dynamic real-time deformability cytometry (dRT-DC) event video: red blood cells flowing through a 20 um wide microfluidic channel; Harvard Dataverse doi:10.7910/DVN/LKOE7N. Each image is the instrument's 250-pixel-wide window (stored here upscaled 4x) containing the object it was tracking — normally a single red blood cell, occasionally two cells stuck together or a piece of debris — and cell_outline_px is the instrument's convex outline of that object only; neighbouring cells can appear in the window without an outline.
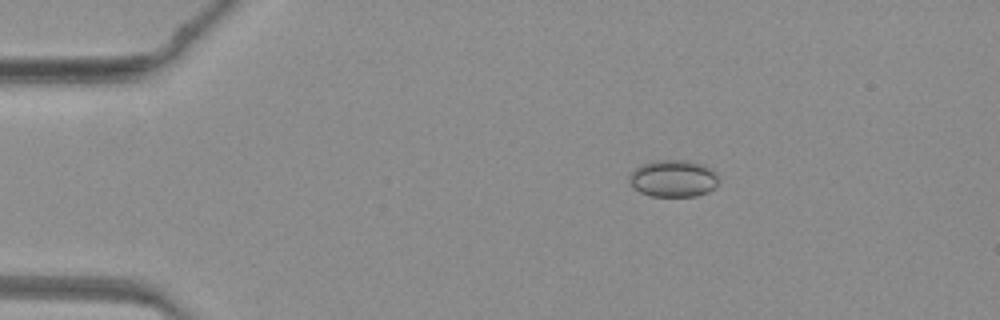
{"species": "common noctule bat (a hibernating species)", "species_latin": "Nyctalus noctula", "temperature_condition": "warm", "stored_images_in_passage": 41, "camera_frame_rate_fps": 3000, "um_per_image_px": 0.085, "animal": {"sex": "female", "body_mass_g": 19.3, "forearm_length_mm": 54.1}, "frame": {"image": 1, "passage_image": 3, "time_ms": 0.667, "image_size_px": [1000, 320], "cell_outline_px": [[716, 184], [708, 192], [696, 196], [652, 196], [640, 192], [628, 180], [628, 176], [640, 164], [656, 160], [688, 160], [704, 164], [712, 168], [716, 172]], "centroid_in_image_um": [57.22, 15.15], "position_along_channel_um": 27.8, "area_um2": 19.25}}
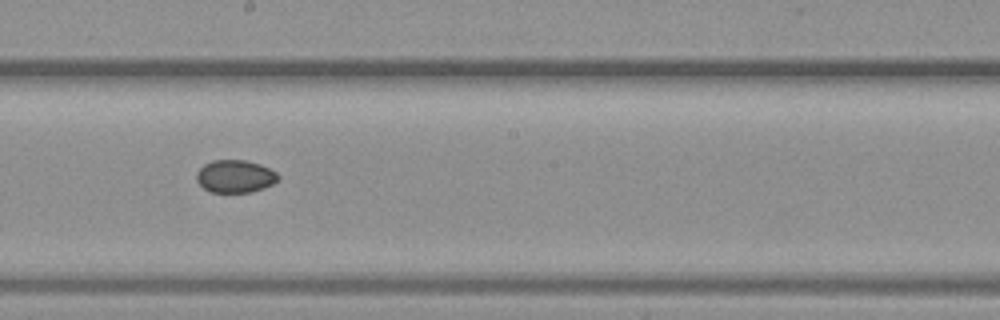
{"frame": {"image": 2, "passage_image": 21, "time_ms": 6.667, "image_size_px": [1000, 320], "cell_outline_px": [[280, 176], [272, 184], [264, 188], [252, 192], [212, 192], [204, 188], [196, 180], [196, 172], [204, 164], [212, 160], [244, 160], [260, 164], [276, 172]], "centroid_in_image_um": [19.97, 14.98], "position_along_channel_um": 228.2, "area_um2": 15.49}}
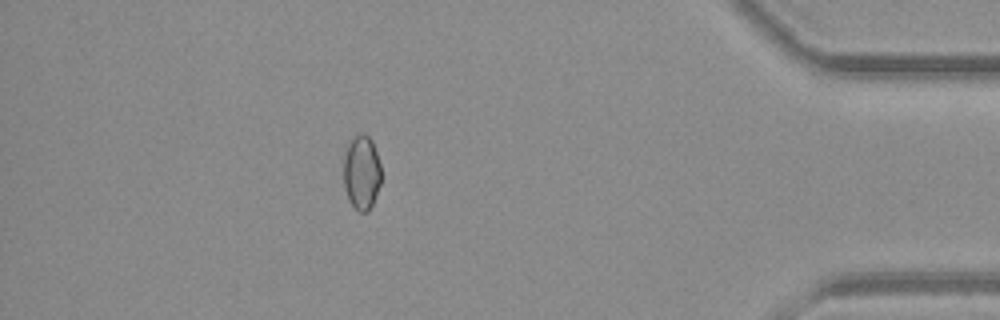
{"frame": {"image": 3, "passage_image": 36, "time_ms": 11.667, "image_size_px": [1000, 320], "cell_outline_px": [[380, 184], [372, 204], [368, 212], [360, 212], [348, 200], [344, 188], [344, 152], [348, 144], [360, 132], [364, 132], [372, 140], [380, 164]], "centroid_in_image_um": [30.72, 14.65], "position_along_channel_um": 404.5, "area_um2": 16.24}}